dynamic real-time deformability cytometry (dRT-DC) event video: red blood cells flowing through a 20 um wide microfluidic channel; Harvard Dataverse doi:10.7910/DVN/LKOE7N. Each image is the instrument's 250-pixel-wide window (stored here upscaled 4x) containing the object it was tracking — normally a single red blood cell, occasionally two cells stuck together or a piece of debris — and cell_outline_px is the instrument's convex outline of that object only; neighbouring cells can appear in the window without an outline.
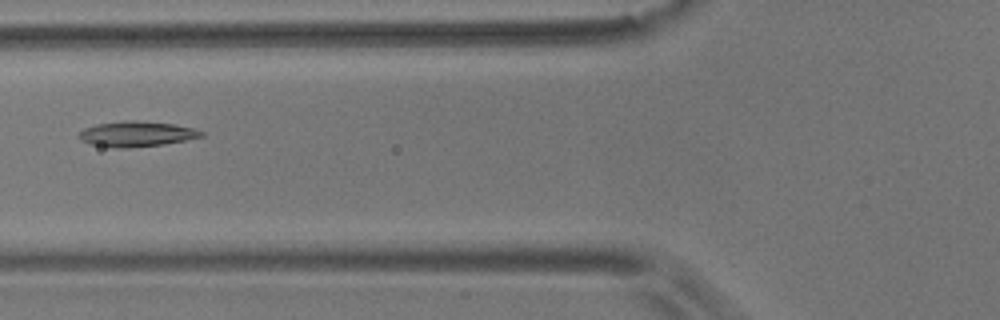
{"species": "common noctule bat (a hibernating species)", "species_latin": "Nyctalus noctula", "temperature_condition": "room temperature", "stored_images_in_passage": 8, "camera_frame_rate_fps": 3000, "um_per_image_px": 0.085, "animal": {"sex": "male", "body_mass_g": 17.9}, "frame": {"image": 1, "passage_image": 6, "time_ms": 6.0, "image_size_px": [1000, 320], "cell_outline_px": [[204, 136], [164, 144], [124, 148], [116, 148], [88, 144], [80, 140], [80, 132], [84, 128], [96, 124], [124, 120], [136, 120], [172, 124], [192, 128], [204, 132]], "centroid_in_image_um": [11.57, 11.38], "position_along_channel_um": 114.2, "area_um2": 17.98}}
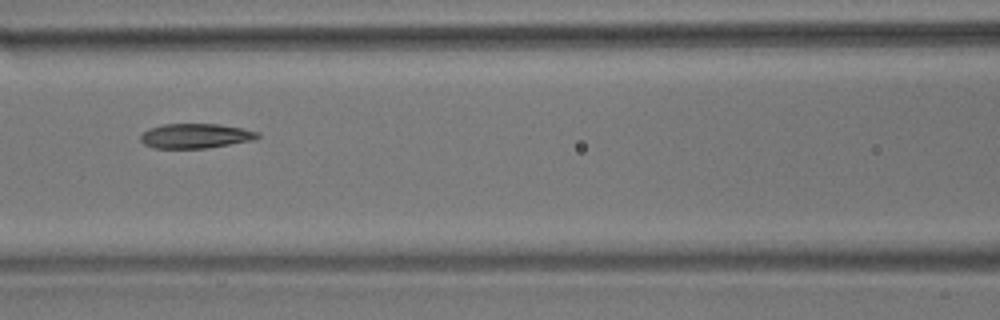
{"frame": {"image": 2, "passage_image": 7, "time_ms": 7.0, "image_size_px": [1000, 320], "cell_outline_px": [[260, 136], [252, 140], [204, 148], [152, 148], [144, 144], [140, 140], [140, 136], [144, 132], [152, 128], [164, 124], [220, 124], [260, 132]], "centroid_in_image_um": [16.6, 11.55], "position_along_channel_um": 150.0, "area_um2": 16.59}}
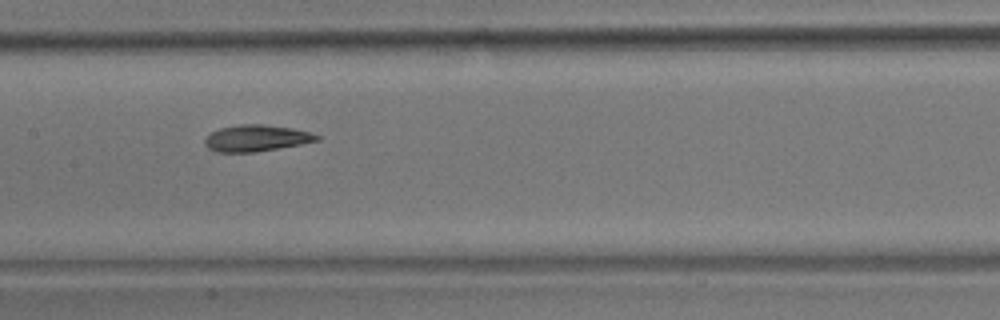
{"frame": {"image": 3, "passage_image": 8, "time_ms": 8.0, "image_size_px": [1000, 320], "cell_outline_px": [[320, 140], [300, 144], [256, 152], [216, 152], [208, 148], [204, 144], [204, 140], [212, 132], [220, 128], [240, 124], [264, 124], [292, 128], [308, 132], [320, 136]], "centroid_in_image_um": [21.77, 11.74], "position_along_channel_um": 185.6, "area_um2": 17.17}}